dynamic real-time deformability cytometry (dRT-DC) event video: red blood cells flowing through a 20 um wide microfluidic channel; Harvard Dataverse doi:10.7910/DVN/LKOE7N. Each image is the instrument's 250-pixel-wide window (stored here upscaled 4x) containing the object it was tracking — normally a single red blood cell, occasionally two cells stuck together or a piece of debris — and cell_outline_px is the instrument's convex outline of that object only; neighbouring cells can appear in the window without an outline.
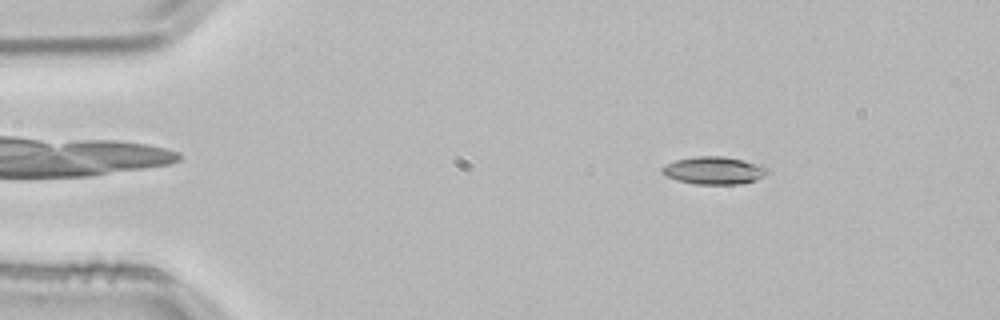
{"species": "common noctule bat (a hibernating species)", "species_latin": "Nyctalus noctula", "temperature_condition": "room temperature", "stored_images_in_passage": 52, "camera_frame_rate_fps": 3000, "um_per_image_px": 0.085, "animal": {"sex": "male", "body_mass_g": 21.5, "forearm_length_mm": 52.0}, "frame": {"image": 1, "passage_image": 7, "time_ms": 2.0, "image_size_px": [1000, 320], "cell_outline_px": [[772, 172], [756, 180], [736, 184], [696, 184], [676, 180], [664, 176], [660, 172], [660, 168], [664, 164], [676, 160], [692, 156], [724, 156], [744, 160], [768, 168]], "centroid_in_image_um": [60.64, 14.48], "position_along_channel_um": 24.4, "area_um2": 17.22}}
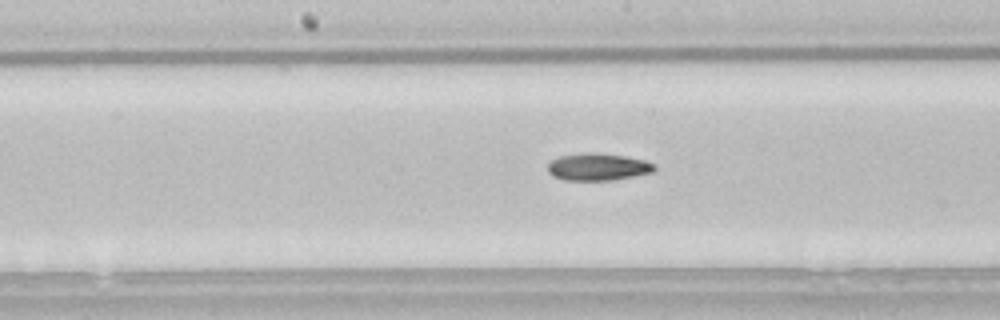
{"frame": {"image": 2, "passage_image": 26, "time_ms": 8.333, "image_size_px": [1000, 320], "cell_outline_px": [[656, 168], [652, 172], [612, 180], [564, 180], [552, 176], [548, 172], [548, 164], [552, 160], [560, 156], [592, 152], [596, 152], [624, 156], [644, 160], [652, 164]], "centroid_in_image_um": [50.78, 14.19], "position_along_channel_um": 197.4, "area_um2": 16.7}}
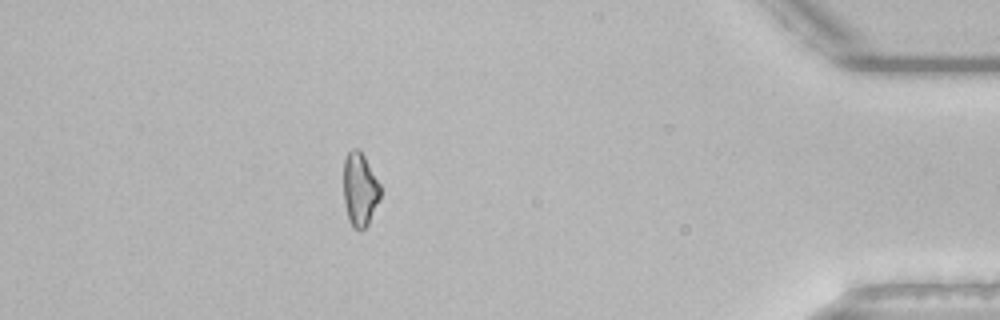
{"frame": {"image": 3, "passage_image": 46, "time_ms": 15.0, "image_size_px": [1000, 320], "cell_outline_px": [[380, 196], [368, 224], [364, 228], [352, 228], [348, 220], [344, 204], [344, 160], [348, 152], [352, 148], [360, 148], [380, 184]], "centroid_in_image_um": [30.57, 16.07], "position_along_channel_um": 404.6, "area_um2": 15.72}, "authors_computed_cell_mechanics": {"area_um2": 16.6175, "velocity_mm_per_s": 3.8437, "shape_relaxation_time_tau1_ms": 10.5079, "shape_relaxation_time_tau2_ms": null, "deformation_change_tau1": 0.2199, "deformation_change_tau2": null}}